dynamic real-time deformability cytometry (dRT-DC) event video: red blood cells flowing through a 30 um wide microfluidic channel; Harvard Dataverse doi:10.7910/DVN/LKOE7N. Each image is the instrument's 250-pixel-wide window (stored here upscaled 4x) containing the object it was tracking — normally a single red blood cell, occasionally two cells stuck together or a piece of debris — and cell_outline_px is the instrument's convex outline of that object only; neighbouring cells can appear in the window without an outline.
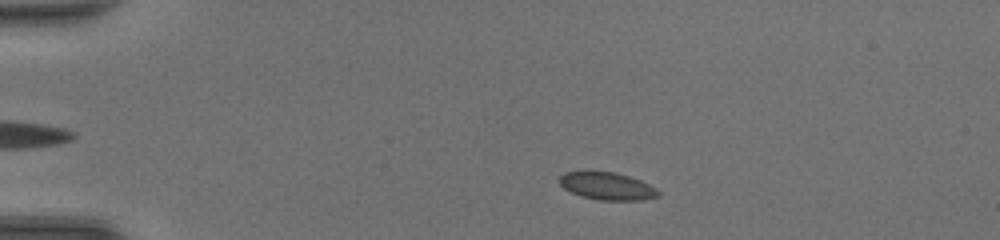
{"species": "common noctule bat (a hibernating species)", "species_latin": "Nyctalus noctula", "temperature_condition": "room temperature", "stored_images_in_passage": 44, "camera_frame_rate_fps": 3000, "um_per_image_px": 0.085, "animal": {"sex": "female", "body_mass_g": 20.0, "forearm_length_mm": 54.0}, "frame": {"image": 1, "passage_image": 6, "time_ms": 1.667, "image_size_px": [1000, 240], "cell_outline_px": [[660, 196], [640, 200], [600, 200], [580, 196], [564, 188], [560, 184], [560, 176], [564, 172], [616, 172], [640, 180], [656, 188], [660, 192]], "centroid_in_image_um": [51.63, 15.83], "position_along_channel_um": 33.4, "area_um2": 15.66}}
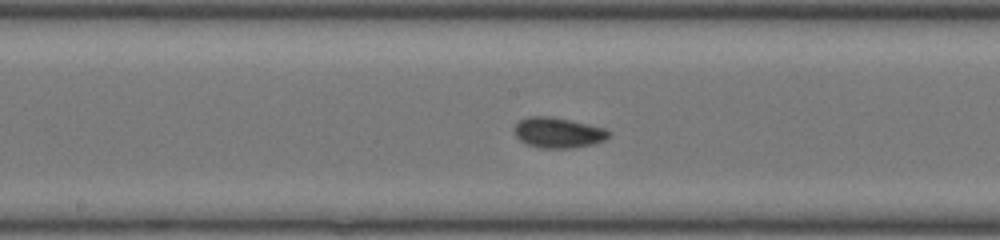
{"frame": {"image": 2, "passage_image": 22, "time_ms": 7.0, "image_size_px": [1000, 240], "cell_outline_px": [[612, 132], [604, 140], [592, 144], [572, 148], [540, 148], [528, 144], [520, 140], [516, 136], [516, 124], [520, 120], [528, 116], [548, 116], [588, 124], [604, 128]], "centroid_in_image_um": [47.45, 11.28], "position_along_channel_um": 200.8, "area_um2": 16.47}}
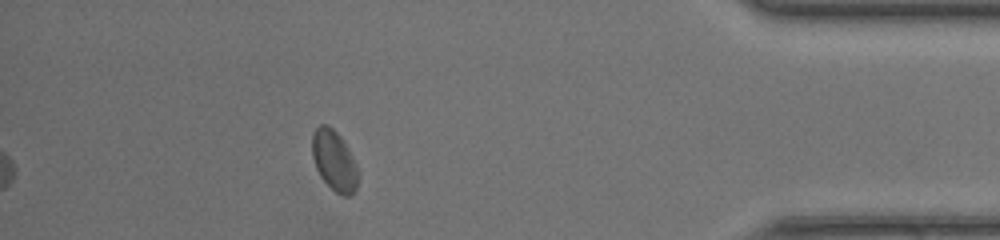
{"frame": {"image": 3, "passage_image": 39, "time_ms": 12.667, "image_size_px": [1000, 240], "cell_outline_px": [[360, 172], [356, 188], [348, 196], [344, 196], [336, 192], [320, 176], [316, 168], [312, 156], [312, 132], [320, 124], [328, 124], [340, 136], [348, 148]], "centroid_in_image_um": [28.41, 13.63], "position_along_channel_um": 406.8, "area_um2": 16.18}, "authors_computed_cell_mechanics": {"area_um2": 16.0973, "velocity_mm_per_s": 4.3557, "shape_relaxation_time_tau1_ms": 4.896, "shape_relaxation_time_tau2_ms": 1.3364, "deformation_change_tau1": 0.0782, "deformation_change_tau2": 0.0313}}